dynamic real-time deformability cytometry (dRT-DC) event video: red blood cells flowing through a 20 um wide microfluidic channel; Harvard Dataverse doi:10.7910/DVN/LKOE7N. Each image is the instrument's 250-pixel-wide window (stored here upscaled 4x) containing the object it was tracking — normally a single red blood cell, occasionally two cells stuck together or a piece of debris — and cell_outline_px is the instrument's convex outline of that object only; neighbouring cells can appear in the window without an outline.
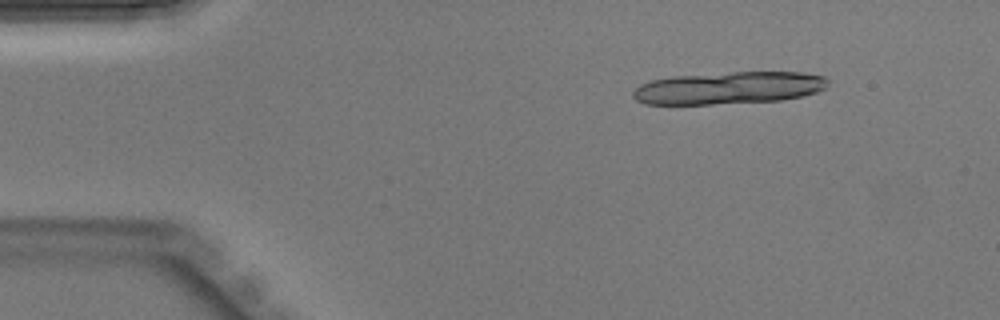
{"species": "Egyptian fruit bat (a non-hibernating species)", "species_latin": "Rousettus aegyptiacus", "temperature_condition": "warm", "stored_images_in_passage": 9, "camera_frame_rate_fps": 3000, "um_per_image_px": 0.085, "animal": {"sex": "male"}, "frame": {"image": 1, "passage_image": 2, "time_ms": 0.333, "image_size_px": [1000, 320], "cell_outline_px": [[828, 84], [824, 88], [816, 92], [800, 96], [780, 100], [712, 104], [644, 104], [636, 100], [632, 96], [632, 92], [640, 84], [652, 80], [672, 76], [732, 72], [804, 72], [824, 76], [828, 80]], "centroid_in_image_um": [61.92, 7.47], "position_along_channel_um": 23.1, "area_um2": 36.7}}